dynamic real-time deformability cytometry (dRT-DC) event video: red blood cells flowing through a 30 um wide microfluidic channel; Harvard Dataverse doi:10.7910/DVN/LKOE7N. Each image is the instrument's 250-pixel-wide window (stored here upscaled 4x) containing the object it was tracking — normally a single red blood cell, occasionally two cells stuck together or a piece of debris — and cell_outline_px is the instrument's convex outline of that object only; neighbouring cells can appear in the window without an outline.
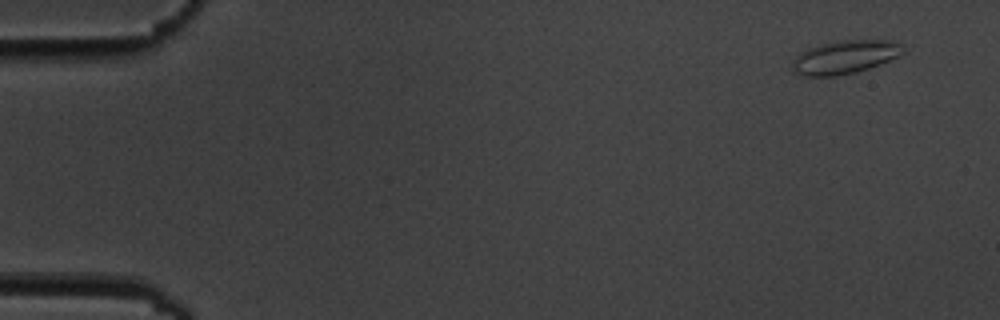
{"species": "common noctule bat (a hibernating species)", "species_latin": "Nyctalus noctula", "temperature_condition": "cold", "stored_images_in_passage": 5, "camera_frame_rate_fps": 3000, "um_per_image_px": 0.085, "animal": {"sex": "male", "body_mass_g": 19.5, "forearm_length_mm": 54.6}, "frame": {"image": 1, "passage_image": 1, "time_ms": 0.0, "image_size_px": [1000, 320], "cell_outline_px": [[904, 52], [880, 64], [856, 72], [836, 76], [804, 76], [792, 72], [792, 60], [800, 52], [816, 44], [836, 40], [892, 40], [900, 44]], "centroid_in_image_um": [71.74, 4.84], "position_along_channel_um": 13.3, "area_um2": 21.68}}